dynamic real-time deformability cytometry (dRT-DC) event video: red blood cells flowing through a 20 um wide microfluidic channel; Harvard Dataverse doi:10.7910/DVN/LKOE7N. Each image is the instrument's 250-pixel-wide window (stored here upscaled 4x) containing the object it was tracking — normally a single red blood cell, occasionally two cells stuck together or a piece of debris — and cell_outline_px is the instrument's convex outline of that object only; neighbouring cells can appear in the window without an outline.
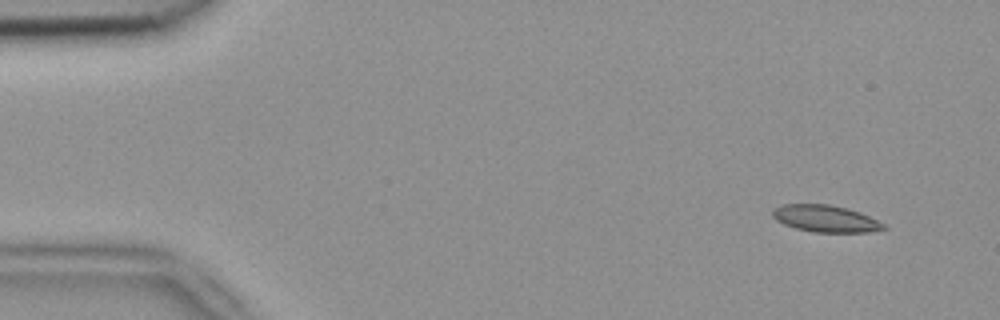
{"species": "common noctule bat (a hibernating species)", "species_latin": "Nyctalus noctula", "temperature_condition": "room temperature", "stored_images_in_passage": 4, "camera_frame_rate_fps": 3000, "um_per_image_px": 0.085, "animal": {"sex": "female", "body_mass_g": 18.4}, "frame": {"image": 1, "passage_image": 1, "time_ms": 0.0, "image_size_px": [1000, 320], "cell_outline_px": [[888, 228], [868, 232], [812, 232], [796, 228], [784, 224], [776, 220], [772, 216], [772, 208], [784, 204], [828, 204], [848, 208], [860, 212], [884, 224]], "centroid_in_image_um": [70.14, 18.57], "position_along_channel_um": 14.9, "area_um2": 17.4}}
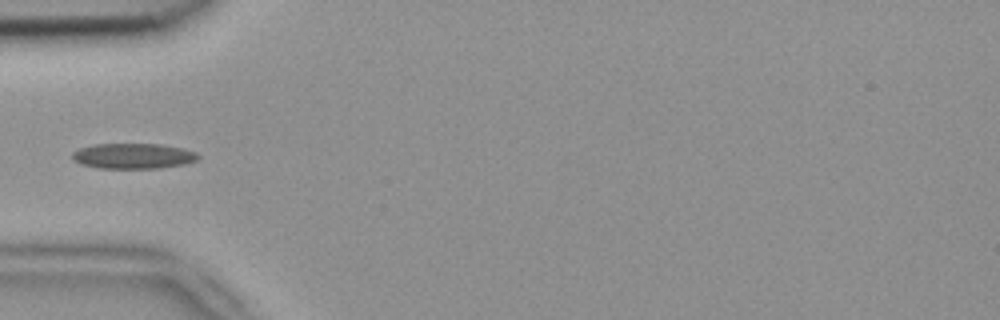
{"frame": {"image": 2, "passage_image": 4, "time_ms": 1.0, "image_size_px": [1000, 320], "cell_outline_px": [[200, 156], [196, 160], [184, 164], [160, 168], [100, 168], [80, 164], [72, 160], [72, 152], [80, 148], [92, 144], [160, 144], [184, 148], [196, 152]], "centroid_in_image_um": [11.31, 13.25], "position_along_channel_um": 73.7, "area_um2": 18.73}}